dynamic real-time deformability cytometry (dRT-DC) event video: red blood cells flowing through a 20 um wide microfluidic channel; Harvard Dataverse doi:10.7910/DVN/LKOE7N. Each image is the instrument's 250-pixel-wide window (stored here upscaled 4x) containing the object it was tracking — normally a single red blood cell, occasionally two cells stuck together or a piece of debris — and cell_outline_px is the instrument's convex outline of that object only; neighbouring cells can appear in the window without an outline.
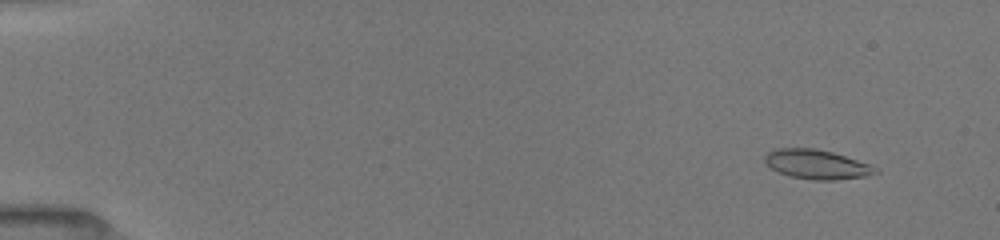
{"species": "common noctule bat (a hibernating species)", "species_latin": "Nyctalus noctula", "temperature_condition": "room temperature", "stored_images_in_passage": 53, "camera_frame_rate_fps": 3000, "um_per_image_px": 0.085, "animal": {"sex": "female", "body_mass_g": 19.5, "forearm_length_mm": 54.1}, "frame": {"image": 1, "passage_image": 5, "time_ms": 1.333, "image_size_px": [1000, 240], "cell_outline_px": [[880, 172], [864, 176], [836, 180], [812, 180], [788, 176], [772, 168], [764, 160], [764, 156], [768, 152], [776, 148], [816, 148], [832, 152], [872, 164], [880, 168]], "centroid_in_image_um": [69.47, 13.97], "position_along_channel_um": 15.5, "area_um2": 19.07}}
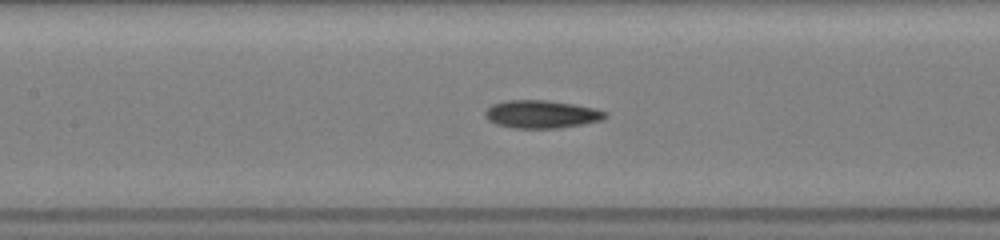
{"frame": {"image": 2, "passage_image": 26, "time_ms": 8.333, "image_size_px": [1000, 240], "cell_outline_px": [[608, 116], [604, 120], [584, 124], [556, 128], [512, 128], [496, 124], [488, 120], [484, 116], [484, 112], [492, 104], [504, 100], [548, 100], [596, 108], [608, 112]], "centroid_in_image_um": [46.04, 9.71], "position_along_channel_um": 161.4, "area_um2": 19.77}}
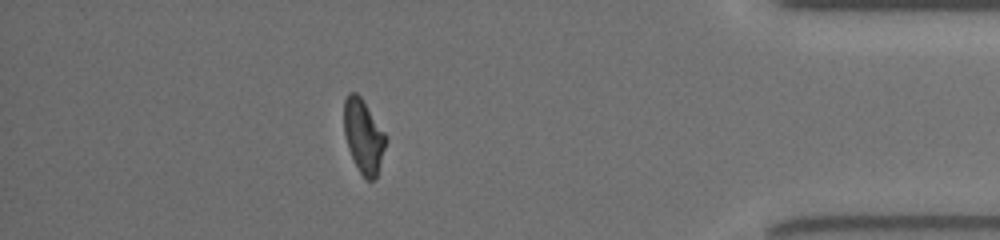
{"frame": {"image": 3, "passage_image": 47, "time_ms": 15.333, "image_size_px": [1000, 240], "cell_outline_px": [[388, 140], [376, 176], [372, 180], [364, 180], [348, 148], [344, 132], [344, 100], [348, 92], [356, 92], [360, 96], [388, 136]], "centroid_in_image_um": [30.91, 11.56], "position_along_channel_um": 404.3, "area_um2": 17.98}, "authors_computed_cell_mechanics": {"area_um2": 18.9006, "velocity_mm_per_s": 3.9793, "shape_relaxation_time_tau1_ms": 4.6922, "shape_relaxation_time_tau2_ms": 2.6649, "deformation_change_tau1": 0.1655, "deformation_change_tau2": 0.1022}}